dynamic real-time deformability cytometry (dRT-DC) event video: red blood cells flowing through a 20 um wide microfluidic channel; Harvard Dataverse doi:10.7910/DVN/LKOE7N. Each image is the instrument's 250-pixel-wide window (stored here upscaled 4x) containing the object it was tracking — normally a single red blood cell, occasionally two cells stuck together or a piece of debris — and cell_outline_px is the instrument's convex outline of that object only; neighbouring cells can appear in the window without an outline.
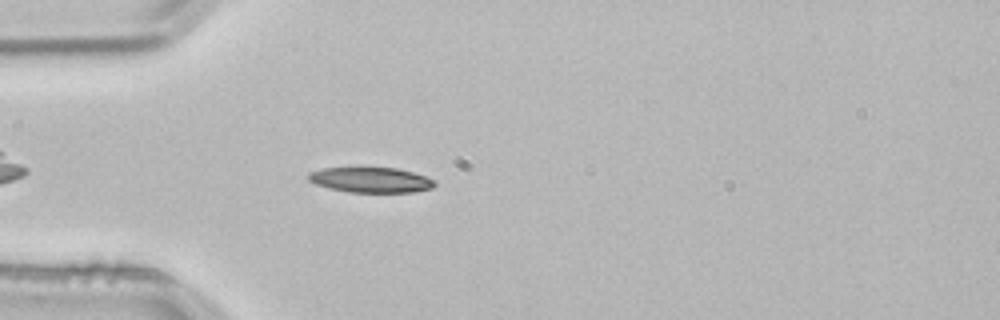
{"species": "common noctule bat (a hibernating species)", "species_latin": "Nyctalus noctula", "temperature_condition": "room temperature", "stored_images_in_passage": 3, "camera_frame_rate_fps": 3000, "um_per_image_px": 0.085, "animal": {"sex": "male", "body_mass_g": 21.5, "forearm_length_mm": 52.0}, "frame": {"image": 1, "passage_image": 3, "time_ms": 0.667, "image_size_px": [1000, 320], "cell_outline_px": [[436, 184], [432, 188], [412, 192], [348, 192], [316, 184], [308, 180], [308, 172], [324, 168], [360, 164], [396, 168], [412, 172], [436, 180]], "centroid_in_image_um": [31.48, 15.23], "position_along_channel_um": 53.5, "area_um2": 19.42}}